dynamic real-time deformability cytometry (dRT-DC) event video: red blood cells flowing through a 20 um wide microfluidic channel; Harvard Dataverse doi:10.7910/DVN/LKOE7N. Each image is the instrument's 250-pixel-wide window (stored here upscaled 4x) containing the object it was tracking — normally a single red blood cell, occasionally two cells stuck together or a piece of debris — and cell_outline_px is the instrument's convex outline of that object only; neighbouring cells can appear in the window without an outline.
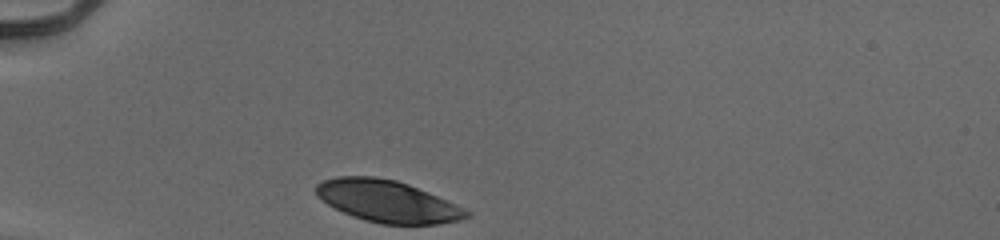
{"species": "human", "species_latin": "Homo sapiens", "temperature_condition": "cold", "stored_images_in_passage": 29, "camera_frame_rate_fps": 3000, "um_per_image_px": 0.085, "donor": {"sex": "male"}, "frame": {"image": 1, "passage_image": 1, "time_ms": 0.0, "image_size_px": [1000, 240], "cell_outline_px": [[472, 216], [460, 220], [436, 224], [380, 224], [364, 220], [352, 216], [320, 200], [316, 196], [316, 184], [324, 180], [336, 176], [372, 176], [396, 180], [408, 184], [456, 204], [472, 212]], "centroid_in_image_um": [32.93, 17.11], "position_along_channel_um": 52.1, "area_um2": 36.7}}
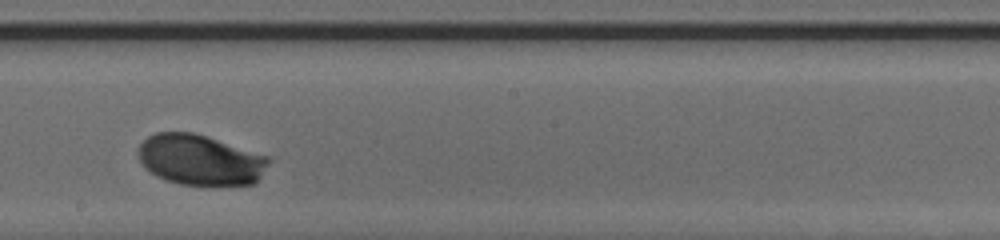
{"frame": {"image": 2, "passage_image": 17, "time_ms": 5.333, "image_size_px": [1000, 240], "cell_outline_px": [[272, 160], [256, 184], [216, 188], [204, 188], [180, 184], [164, 180], [156, 176], [140, 160], [136, 152], [140, 144], [148, 136], [156, 132], [192, 132], [268, 156]], "centroid_in_image_um": [17.06, 13.65], "position_along_channel_um": 231.1, "area_um2": 39.36}}
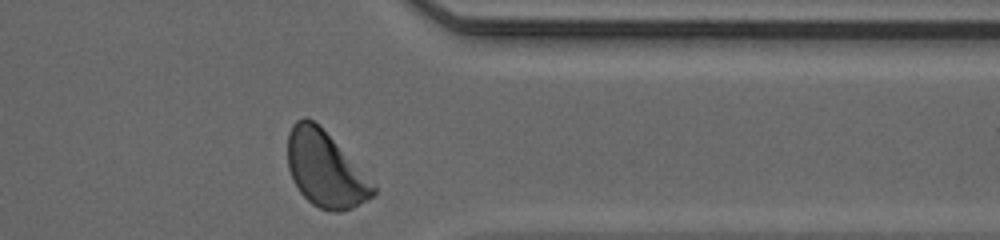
{"frame": {"image": 3, "passage_image": 29, "time_ms": 9.333, "image_size_px": [1000, 240], "cell_outline_px": [[376, 192], [372, 196], [352, 208], [340, 212], [332, 212], [320, 208], [312, 204], [300, 192], [292, 180], [288, 168], [288, 132], [292, 124], [296, 120], [304, 116], [312, 120], [332, 140], [376, 188]], "centroid_in_image_um": [27.57, 14.41], "position_along_channel_um": 383.8, "area_um2": 36.53}, "authors_computed_cell_mechanics": {"area_um2": 38.2636, "velocity_mm_per_s": 3.8731, "shape_relaxation_time_tau1_ms": 2.0147, "shape_relaxation_time_tau2_ms": null, "deformation_change_tau1": 0.122, "deformation_change_tau2": null}}